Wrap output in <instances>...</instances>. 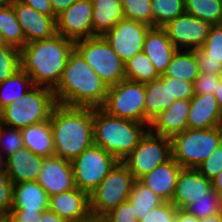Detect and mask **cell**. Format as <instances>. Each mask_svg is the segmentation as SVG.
<instances>
[{
    "label": "cell",
    "instance_id": "obj_1",
    "mask_svg": "<svg viewBox=\"0 0 222 222\" xmlns=\"http://www.w3.org/2000/svg\"><path fill=\"white\" fill-rule=\"evenodd\" d=\"M108 88L109 86L74 48L53 92L59 105L99 108L106 100Z\"/></svg>",
    "mask_w": 222,
    "mask_h": 222
},
{
    "label": "cell",
    "instance_id": "obj_2",
    "mask_svg": "<svg viewBox=\"0 0 222 222\" xmlns=\"http://www.w3.org/2000/svg\"><path fill=\"white\" fill-rule=\"evenodd\" d=\"M75 42L59 34L41 41L30 42L20 49V68L34 86L54 89L60 81L68 56Z\"/></svg>",
    "mask_w": 222,
    "mask_h": 222
},
{
    "label": "cell",
    "instance_id": "obj_3",
    "mask_svg": "<svg viewBox=\"0 0 222 222\" xmlns=\"http://www.w3.org/2000/svg\"><path fill=\"white\" fill-rule=\"evenodd\" d=\"M56 156L72 161L94 144L93 108L57 104L50 115Z\"/></svg>",
    "mask_w": 222,
    "mask_h": 222
},
{
    "label": "cell",
    "instance_id": "obj_4",
    "mask_svg": "<svg viewBox=\"0 0 222 222\" xmlns=\"http://www.w3.org/2000/svg\"><path fill=\"white\" fill-rule=\"evenodd\" d=\"M149 130L145 123L108 114L101 107L93 108L94 144L122 162Z\"/></svg>",
    "mask_w": 222,
    "mask_h": 222
},
{
    "label": "cell",
    "instance_id": "obj_5",
    "mask_svg": "<svg viewBox=\"0 0 222 222\" xmlns=\"http://www.w3.org/2000/svg\"><path fill=\"white\" fill-rule=\"evenodd\" d=\"M57 105L52 89L34 86L22 97L0 111L2 124L12 128H24L50 119Z\"/></svg>",
    "mask_w": 222,
    "mask_h": 222
},
{
    "label": "cell",
    "instance_id": "obj_6",
    "mask_svg": "<svg viewBox=\"0 0 222 222\" xmlns=\"http://www.w3.org/2000/svg\"><path fill=\"white\" fill-rule=\"evenodd\" d=\"M172 158L182 168H196L222 143V126L190 129L171 138Z\"/></svg>",
    "mask_w": 222,
    "mask_h": 222
},
{
    "label": "cell",
    "instance_id": "obj_7",
    "mask_svg": "<svg viewBox=\"0 0 222 222\" xmlns=\"http://www.w3.org/2000/svg\"><path fill=\"white\" fill-rule=\"evenodd\" d=\"M135 180L127 167L122 162H118L98 187L89 194L92 220L98 222L108 212L128 201Z\"/></svg>",
    "mask_w": 222,
    "mask_h": 222
},
{
    "label": "cell",
    "instance_id": "obj_8",
    "mask_svg": "<svg viewBox=\"0 0 222 222\" xmlns=\"http://www.w3.org/2000/svg\"><path fill=\"white\" fill-rule=\"evenodd\" d=\"M75 49L107 86L125 79V63L102 35L75 41Z\"/></svg>",
    "mask_w": 222,
    "mask_h": 222
},
{
    "label": "cell",
    "instance_id": "obj_9",
    "mask_svg": "<svg viewBox=\"0 0 222 222\" xmlns=\"http://www.w3.org/2000/svg\"><path fill=\"white\" fill-rule=\"evenodd\" d=\"M145 84L123 79L108 88L101 108L122 119L145 123Z\"/></svg>",
    "mask_w": 222,
    "mask_h": 222
},
{
    "label": "cell",
    "instance_id": "obj_10",
    "mask_svg": "<svg viewBox=\"0 0 222 222\" xmlns=\"http://www.w3.org/2000/svg\"><path fill=\"white\" fill-rule=\"evenodd\" d=\"M171 158V138L154 134L148 130L133 151L122 160V163L138 180Z\"/></svg>",
    "mask_w": 222,
    "mask_h": 222
},
{
    "label": "cell",
    "instance_id": "obj_11",
    "mask_svg": "<svg viewBox=\"0 0 222 222\" xmlns=\"http://www.w3.org/2000/svg\"><path fill=\"white\" fill-rule=\"evenodd\" d=\"M118 162L112 154L93 144L71 161L76 187L89 195Z\"/></svg>",
    "mask_w": 222,
    "mask_h": 222
},
{
    "label": "cell",
    "instance_id": "obj_12",
    "mask_svg": "<svg viewBox=\"0 0 222 222\" xmlns=\"http://www.w3.org/2000/svg\"><path fill=\"white\" fill-rule=\"evenodd\" d=\"M150 28L146 23L123 18L102 36L125 63L142 52L144 39Z\"/></svg>",
    "mask_w": 222,
    "mask_h": 222
},
{
    "label": "cell",
    "instance_id": "obj_13",
    "mask_svg": "<svg viewBox=\"0 0 222 222\" xmlns=\"http://www.w3.org/2000/svg\"><path fill=\"white\" fill-rule=\"evenodd\" d=\"M211 26L209 22L184 12L162 28L178 50H195L205 43Z\"/></svg>",
    "mask_w": 222,
    "mask_h": 222
},
{
    "label": "cell",
    "instance_id": "obj_14",
    "mask_svg": "<svg viewBox=\"0 0 222 222\" xmlns=\"http://www.w3.org/2000/svg\"><path fill=\"white\" fill-rule=\"evenodd\" d=\"M92 0H77L56 19V32L72 41L93 37Z\"/></svg>",
    "mask_w": 222,
    "mask_h": 222
},
{
    "label": "cell",
    "instance_id": "obj_15",
    "mask_svg": "<svg viewBox=\"0 0 222 222\" xmlns=\"http://www.w3.org/2000/svg\"><path fill=\"white\" fill-rule=\"evenodd\" d=\"M13 9L25 35V43L53 37L56 32V16H47L29 5L13 0Z\"/></svg>",
    "mask_w": 222,
    "mask_h": 222
},
{
    "label": "cell",
    "instance_id": "obj_16",
    "mask_svg": "<svg viewBox=\"0 0 222 222\" xmlns=\"http://www.w3.org/2000/svg\"><path fill=\"white\" fill-rule=\"evenodd\" d=\"M36 181L49 197L76 188L71 161L56 155L44 158Z\"/></svg>",
    "mask_w": 222,
    "mask_h": 222
},
{
    "label": "cell",
    "instance_id": "obj_17",
    "mask_svg": "<svg viewBox=\"0 0 222 222\" xmlns=\"http://www.w3.org/2000/svg\"><path fill=\"white\" fill-rule=\"evenodd\" d=\"M48 209L66 222H94L89 210V195L77 187L50 196Z\"/></svg>",
    "mask_w": 222,
    "mask_h": 222
},
{
    "label": "cell",
    "instance_id": "obj_18",
    "mask_svg": "<svg viewBox=\"0 0 222 222\" xmlns=\"http://www.w3.org/2000/svg\"><path fill=\"white\" fill-rule=\"evenodd\" d=\"M212 188V181L202 175L196 168H182L171 203L177 209H184Z\"/></svg>",
    "mask_w": 222,
    "mask_h": 222
},
{
    "label": "cell",
    "instance_id": "obj_19",
    "mask_svg": "<svg viewBox=\"0 0 222 222\" xmlns=\"http://www.w3.org/2000/svg\"><path fill=\"white\" fill-rule=\"evenodd\" d=\"M188 128L209 129L222 126V114L214 94H194L190 99Z\"/></svg>",
    "mask_w": 222,
    "mask_h": 222
},
{
    "label": "cell",
    "instance_id": "obj_20",
    "mask_svg": "<svg viewBox=\"0 0 222 222\" xmlns=\"http://www.w3.org/2000/svg\"><path fill=\"white\" fill-rule=\"evenodd\" d=\"M189 110L190 99L176 100L152 120L149 130L154 134L172 138L188 128Z\"/></svg>",
    "mask_w": 222,
    "mask_h": 222
},
{
    "label": "cell",
    "instance_id": "obj_21",
    "mask_svg": "<svg viewBox=\"0 0 222 222\" xmlns=\"http://www.w3.org/2000/svg\"><path fill=\"white\" fill-rule=\"evenodd\" d=\"M177 50L162 27H151L146 33L142 51L160 75L166 71Z\"/></svg>",
    "mask_w": 222,
    "mask_h": 222
},
{
    "label": "cell",
    "instance_id": "obj_22",
    "mask_svg": "<svg viewBox=\"0 0 222 222\" xmlns=\"http://www.w3.org/2000/svg\"><path fill=\"white\" fill-rule=\"evenodd\" d=\"M182 167L171 158L138 180L165 202H171Z\"/></svg>",
    "mask_w": 222,
    "mask_h": 222
},
{
    "label": "cell",
    "instance_id": "obj_23",
    "mask_svg": "<svg viewBox=\"0 0 222 222\" xmlns=\"http://www.w3.org/2000/svg\"><path fill=\"white\" fill-rule=\"evenodd\" d=\"M177 99L172 96L171 78L160 77L145 84V124L148 126L152 120L164 110H167Z\"/></svg>",
    "mask_w": 222,
    "mask_h": 222
},
{
    "label": "cell",
    "instance_id": "obj_24",
    "mask_svg": "<svg viewBox=\"0 0 222 222\" xmlns=\"http://www.w3.org/2000/svg\"><path fill=\"white\" fill-rule=\"evenodd\" d=\"M45 157L22 147L6 159V171L13 184L36 181L42 169Z\"/></svg>",
    "mask_w": 222,
    "mask_h": 222
},
{
    "label": "cell",
    "instance_id": "obj_25",
    "mask_svg": "<svg viewBox=\"0 0 222 222\" xmlns=\"http://www.w3.org/2000/svg\"><path fill=\"white\" fill-rule=\"evenodd\" d=\"M49 196L37 181L14 184L13 206L10 211L48 210Z\"/></svg>",
    "mask_w": 222,
    "mask_h": 222
},
{
    "label": "cell",
    "instance_id": "obj_26",
    "mask_svg": "<svg viewBox=\"0 0 222 222\" xmlns=\"http://www.w3.org/2000/svg\"><path fill=\"white\" fill-rule=\"evenodd\" d=\"M20 130L25 148L43 157H50L55 154L49 120L21 128Z\"/></svg>",
    "mask_w": 222,
    "mask_h": 222
},
{
    "label": "cell",
    "instance_id": "obj_27",
    "mask_svg": "<svg viewBox=\"0 0 222 222\" xmlns=\"http://www.w3.org/2000/svg\"><path fill=\"white\" fill-rule=\"evenodd\" d=\"M92 3L93 36L103 35L124 18L120 0H92Z\"/></svg>",
    "mask_w": 222,
    "mask_h": 222
},
{
    "label": "cell",
    "instance_id": "obj_28",
    "mask_svg": "<svg viewBox=\"0 0 222 222\" xmlns=\"http://www.w3.org/2000/svg\"><path fill=\"white\" fill-rule=\"evenodd\" d=\"M200 74L194 50H177L161 77H170L193 82Z\"/></svg>",
    "mask_w": 222,
    "mask_h": 222
},
{
    "label": "cell",
    "instance_id": "obj_29",
    "mask_svg": "<svg viewBox=\"0 0 222 222\" xmlns=\"http://www.w3.org/2000/svg\"><path fill=\"white\" fill-rule=\"evenodd\" d=\"M34 87L30 76L21 68L0 83V111Z\"/></svg>",
    "mask_w": 222,
    "mask_h": 222
},
{
    "label": "cell",
    "instance_id": "obj_30",
    "mask_svg": "<svg viewBox=\"0 0 222 222\" xmlns=\"http://www.w3.org/2000/svg\"><path fill=\"white\" fill-rule=\"evenodd\" d=\"M128 202L133 206L134 214L140 221L146 213L159 207L165 201L139 180H135Z\"/></svg>",
    "mask_w": 222,
    "mask_h": 222
},
{
    "label": "cell",
    "instance_id": "obj_31",
    "mask_svg": "<svg viewBox=\"0 0 222 222\" xmlns=\"http://www.w3.org/2000/svg\"><path fill=\"white\" fill-rule=\"evenodd\" d=\"M0 33L5 42L19 50L25 46V35L12 4L0 7Z\"/></svg>",
    "mask_w": 222,
    "mask_h": 222
},
{
    "label": "cell",
    "instance_id": "obj_32",
    "mask_svg": "<svg viewBox=\"0 0 222 222\" xmlns=\"http://www.w3.org/2000/svg\"><path fill=\"white\" fill-rule=\"evenodd\" d=\"M160 77L161 75L143 51L125 62V79L146 84Z\"/></svg>",
    "mask_w": 222,
    "mask_h": 222
},
{
    "label": "cell",
    "instance_id": "obj_33",
    "mask_svg": "<svg viewBox=\"0 0 222 222\" xmlns=\"http://www.w3.org/2000/svg\"><path fill=\"white\" fill-rule=\"evenodd\" d=\"M185 12L211 25L222 23V0H184Z\"/></svg>",
    "mask_w": 222,
    "mask_h": 222
},
{
    "label": "cell",
    "instance_id": "obj_34",
    "mask_svg": "<svg viewBox=\"0 0 222 222\" xmlns=\"http://www.w3.org/2000/svg\"><path fill=\"white\" fill-rule=\"evenodd\" d=\"M152 27H163L185 12L184 0H151Z\"/></svg>",
    "mask_w": 222,
    "mask_h": 222
},
{
    "label": "cell",
    "instance_id": "obj_35",
    "mask_svg": "<svg viewBox=\"0 0 222 222\" xmlns=\"http://www.w3.org/2000/svg\"><path fill=\"white\" fill-rule=\"evenodd\" d=\"M184 210L199 219L213 216L222 212V198L212 188L202 197L186 206Z\"/></svg>",
    "mask_w": 222,
    "mask_h": 222
},
{
    "label": "cell",
    "instance_id": "obj_36",
    "mask_svg": "<svg viewBox=\"0 0 222 222\" xmlns=\"http://www.w3.org/2000/svg\"><path fill=\"white\" fill-rule=\"evenodd\" d=\"M197 59L213 60L222 63V24L212 25L205 43L194 50Z\"/></svg>",
    "mask_w": 222,
    "mask_h": 222
},
{
    "label": "cell",
    "instance_id": "obj_37",
    "mask_svg": "<svg viewBox=\"0 0 222 222\" xmlns=\"http://www.w3.org/2000/svg\"><path fill=\"white\" fill-rule=\"evenodd\" d=\"M126 19L143 22L152 27L151 0H121Z\"/></svg>",
    "mask_w": 222,
    "mask_h": 222
},
{
    "label": "cell",
    "instance_id": "obj_38",
    "mask_svg": "<svg viewBox=\"0 0 222 222\" xmlns=\"http://www.w3.org/2000/svg\"><path fill=\"white\" fill-rule=\"evenodd\" d=\"M20 69V50L8 45L0 49V83Z\"/></svg>",
    "mask_w": 222,
    "mask_h": 222
},
{
    "label": "cell",
    "instance_id": "obj_39",
    "mask_svg": "<svg viewBox=\"0 0 222 222\" xmlns=\"http://www.w3.org/2000/svg\"><path fill=\"white\" fill-rule=\"evenodd\" d=\"M24 147L19 128H12L5 125L0 126V150L5 157L13 155L17 150Z\"/></svg>",
    "mask_w": 222,
    "mask_h": 222
},
{
    "label": "cell",
    "instance_id": "obj_40",
    "mask_svg": "<svg viewBox=\"0 0 222 222\" xmlns=\"http://www.w3.org/2000/svg\"><path fill=\"white\" fill-rule=\"evenodd\" d=\"M14 184L5 170L0 173V216H7L13 206Z\"/></svg>",
    "mask_w": 222,
    "mask_h": 222
},
{
    "label": "cell",
    "instance_id": "obj_41",
    "mask_svg": "<svg viewBox=\"0 0 222 222\" xmlns=\"http://www.w3.org/2000/svg\"><path fill=\"white\" fill-rule=\"evenodd\" d=\"M196 169L207 179L213 180L222 169V143Z\"/></svg>",
    "mask_w": 222,
    "mask_h": 222
},
{
    "label": "cell",
    "instance_id": "obj_42",
    "mask_svg": "<svg viewBox=\"0 0 222 222\" xmlns=\"http://www.w3.org/2000/svg\"><path fill=\"white\" fill-rule=\"evenodd\" d=\"M177 208L171 202H164L152 209L139 222H175Z\"/></svg>",
    "mask_w": 222,
    "mask_h": 222
},
{
    "label": "cell",
    "instance_id": "obj_43",
    "mask_svg": "<svg viewBox=\"0 0 222 222\" xmlns=\"http://www.w3.org/2000/svg\"><path fill=\"white\" fill-rule=\"evenodd\" d=\"M134 213L133 206L126 201L108 212L98 222H139Z\"/></svg>",
    "mask_w": 222,
    "mask_h": 222
},
{
    "label": "cell",
    "instance_id": "obj_44",
    "mask_svg": "<svg viewBox=\"0 0 222 222\" xmlns=\"http://www.w3.org/2000/svg\"><path fill=\"white\" fill-rule=\"evenodd\" d=\"M222 75L212 73H200L194 81L195 94H214Z\"/></svg>",
    "mask_w": 222,
    "mask_h": 222
},
{
    "label": "cell",
    "instance_id": "obj_45",
    "mask_svg": "<svg viewBox=\"0 0 222 222\" xmlns=\"http://www.w3.org/2000/svg\"><path fill=\"white\" fill-rule=\"evenodd\" d=\"M172 96L177 100L191 99L194 92V83L176 78H171Z\"/></svg>",
    "mask_w": 222,
    "mask_h": 222
},
{
    "label": "cell",
    "instance_id": "obj_46",
    "mask_svg": "<svg viewBox=\"0 0 222 222\" xmlns=\"http://www.w3.org/2000/svg\"><path fill=\"white\" fill-rule=\"evenodd\" d=\"M43 211H10L7 217L9 222H40Z\"/></svg>",
    "mask_w": 222,
    "mask_h": 222
},
{
    "label": "cell",
    "instance_id": "obj_47",
    "mask_svg": "<svg viewBox=\"0 0 222 222\" xmlns=\"http://www.w3.org/2000/svg\"><path fill=\"white\" fill-rule=\"evenodd\" d=\"M200 73H212L222 75V63L219 61L197 59Z\"/></svg>",
    "mask_w": 222,
    "mask_h": 222
},
{
    "label": "cell",
    "instance_id": "obj_48",
    "mask_svg": "<svg viewBox=\"0 0 222 222\" xmlns=\"http://www.w3.org/2000/svg\"><path fill=\"white\" fill-rule=\"evenodd\" d=\"M18 1L29 5L30 7L36 9L42 14H45L47 16H55L50 0H18Z\"/></svg>",
    "mask_w": 222,
    "mask_h": 222
},
{
    "label": "cell",
    "instance_id": "obj_49",
    "mask_svg": "<svg viewBox=\"0 0 222 222\" xmlns=\"http://www.w3.org/2000/svg\"><path fill=\"white\" fill-rule=\"evenodd\" d=\"M77 0H50L54 15L57 17Z\"/></svg>",
    "mask_w": 222,
    "mask_h": 222
},
{
    "label": "cell",
    "instance_id": "obj_50",
    "mask_svg": "<svg viewBox=\"0 0 222 222\" xmlns=\"http://www.w3.org/2000/svg\"><path fill=\"white\" fill-rule=\"evenodd\" d=\"M175 222H200V219L189 214L184 209H177Z\"/></svg>",
    "mask_w": 222,
    "mask_h": 222
},
{
    "label": "cell",
    "instance_id": "obj_51",
    "mask_svg": "<svg viewBox=\"0 0 222 222\" xmlns=\"http://www.w3.org/2000/svg\"><path fill=\"white\" fill-rule=\"evenodd\" d=\"M40 222H66L63 218L59 217L55 212L51 210L43 211Z\"/></svg>",
    "mask_w": 222,
    "mask_h": 222
},
{
    "label": "cell",
    "instance_id": "obj_52",
    "mask_svg": "<svg viewBox=\"0 0 222 222\" xmlns=\"http://www.w3.org/2000/svg\"><path fill=\"white\" fill-rule=\"evenodd\" d=\"M213 189L222 198V169L219 174L212 180Z\"/></svg>",
    "mask_w": 222,
    "mask_h": 222
},
{
    "label": "cell",
    "instance_id": "obj_53",
    "mask_svg": "<svg viewBox=\"0 0 222 222\" xmlns=\"http://www.w3.org/2000/svg\"><path fill=\"white\" fill-rule=\"evenodd\" d=\"M214 96L218 101V106H219V109H220V113L222 114V79L219 82V84H218V86H217V88L214 92Z\"/></svg>",
    "mask_w": 222,
    "mask_h": 222
},
{
    "label": "cell",
    "instance_id": "obj_54",
    "mask_svg": "<svg viewBox=\"0 0 222 222\" xmlns=\"http://www.w3.org/2000/svg\"><path fill=\"white\" fill-rule=\"evenodd\" d=\"M200 222H222V212L213 216L201 218Z\"/></svg>",
    "mask_w": 222,
    "mask_h": 222
},
{
    "label": "cell",
    "instance_id": "obj_55",
    "mask_svg": "<svg viewBox=\"0 0 222 222\" xmlns=\"http://www.w3.org/2000/svg\"><path fill=\"white\" fill-rule=\"evenodd\" d=\"M6 157L0 150V173L6 170Z\"/></svg>",
    "mask_w": 222,
    "mask_h": 222
},
{
    "label": "cell",
    "instance_id": "obj_56",
    "mask_svg": "<svg viewBox=\"0 0 222 222\" xmlns=\"http://www.w3.org/2000/svg\"><path fill=\"white\" fill-rule=\"evenodd\" d=\"M7 46H8V44L5 42L4 37L0 33V49L6 48Z\"/></svg>",
    "mask_w": 222,
    "mask_h": 222
},
{
    "label": "cell",
    "instance_id": "obj_57",
    "mask_svg": "<svg viewBox=\"0 0 222 222\" xmlns=\"http://www.w3.org/2000/svg\"><path fill=\"white\" fill-rule=\"evenodd\" d=\"M13 0H0V7L12 4Z\"/></svg>",
    "mask_w": 222,
    "mask_h": 222
},
{
    "label": "cell",
    "instance_id": "obj_58",
    "mask_svg": "<svg viewBox=\"0 0 222 222\" xmlns=\"http://www.w3.org/2000/svg\"><path fill=\"white\" fill-rule=\"evenodd\" d=\"M0 222H9V219L7 216H0Z\"/></svg>",
    "mask_w": 222,
    "mask_h": 222
}]
</instances>
